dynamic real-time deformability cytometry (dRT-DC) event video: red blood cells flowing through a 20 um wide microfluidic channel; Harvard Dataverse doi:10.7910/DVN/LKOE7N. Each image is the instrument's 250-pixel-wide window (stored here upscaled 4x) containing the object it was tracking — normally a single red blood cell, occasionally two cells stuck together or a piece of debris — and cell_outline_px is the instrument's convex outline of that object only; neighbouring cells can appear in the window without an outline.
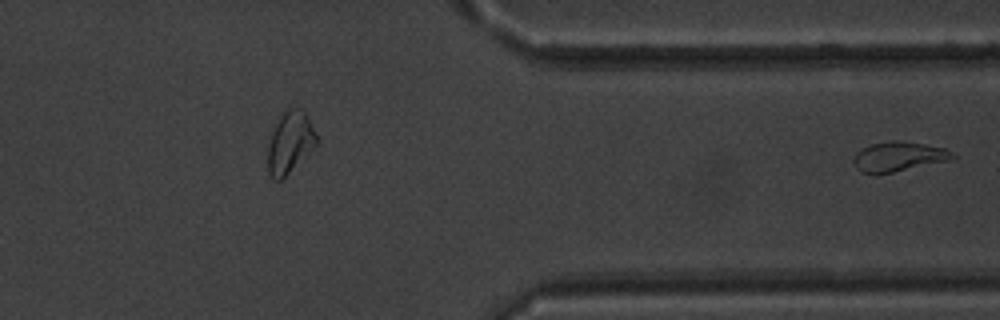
{"species": "common noctule bat (a hibernating species)", "species_latin": "Nyctalus noctula", "temperature_condition": "warm", "stored_images_in_passage": 35, "segment_of_instrument_passage": [2, 2], "camera_frame_rate_fps": 3000, "um_per_image_px": 0.085, "animal": {"sex": "male", "body_mass_g": 20.1, "forearm_length_mm": 53.5}, "frame": {"image": 1, "passage_image": 35, "time_ms": 11.333, "image_size_px": [1000, 320], "cell_outline_px": [[956, 160], [892, 172], [860, 172], [856, 168], [852, 160], [856, 152], [860, 148], [872, 144], [892, 140], [900, 140], [924, 144], [944, 148], [952, 152], [956, 156]], "centroid_in_image_um": [76.43, 13.29], "position_along_channel_um": 335.0, "area_um2": 17.22}}